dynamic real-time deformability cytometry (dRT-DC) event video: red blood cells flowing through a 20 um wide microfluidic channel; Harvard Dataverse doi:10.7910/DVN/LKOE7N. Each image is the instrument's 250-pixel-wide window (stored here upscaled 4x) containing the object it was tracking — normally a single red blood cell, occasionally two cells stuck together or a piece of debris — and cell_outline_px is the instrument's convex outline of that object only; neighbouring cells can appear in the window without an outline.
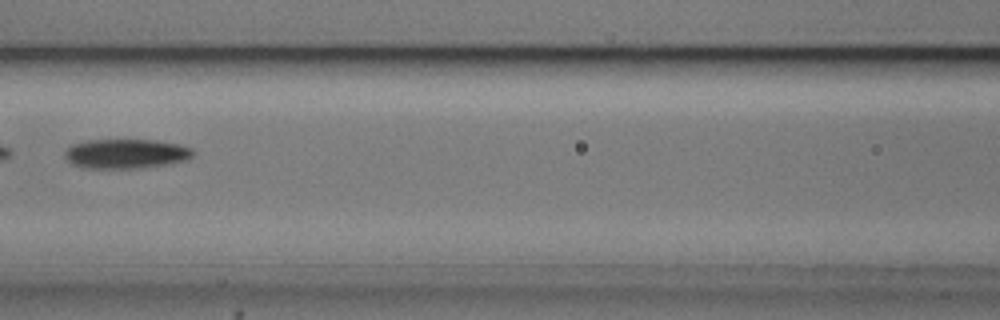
{"species": "common noctule bat (a hibernating species)", "species_latin": "Nyctalus noctula", "temperature_condition": "cold", "stored_images_in_passage": 3, "camera_frame_rate_fps": 3000, "um_per_image_px": 0.085, "animal": {"sex": "male", "body_mass_g": 20.5, "forearm_length_mm": 52.5}, "frame": {"image": 1, "passage_image": 3, "time_ms": 2.667, "image_size_px": [1000, 320], "cell_outline_px": [[196, 152], [188, 160], [168, 164], [144, 168], [84, 168], [72, 164], [64, 156], [64, 152], [72, 144], [84, 140], [152, 140], [180, 144], [192, 148]], "centroid_in_image_um": [10.73, 13.07], "position_along_channel_um": 155.9, "area_um2": 22.31}}